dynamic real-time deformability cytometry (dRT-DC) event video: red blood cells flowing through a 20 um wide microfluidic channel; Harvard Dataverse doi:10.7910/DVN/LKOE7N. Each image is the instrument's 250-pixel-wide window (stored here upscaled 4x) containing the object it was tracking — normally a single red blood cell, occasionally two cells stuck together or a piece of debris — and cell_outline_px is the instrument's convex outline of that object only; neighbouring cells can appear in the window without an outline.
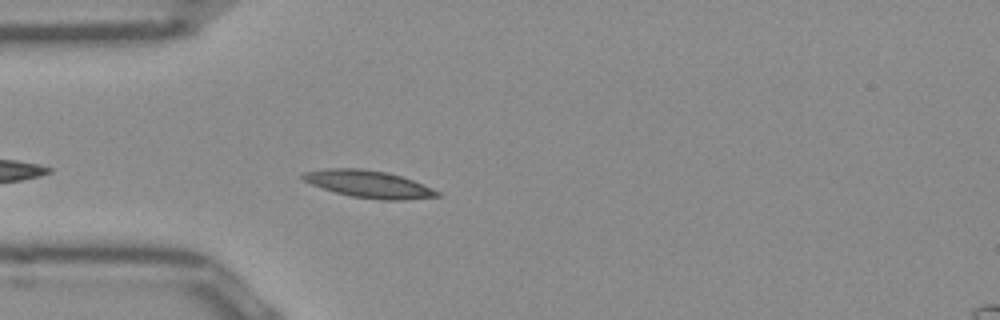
{"species": "Egyptian fruit bat (a non-hibernating species)", "species_latin": "Rousettus aegyptiacus", "temperature_condition": "room temperature", "stored_images_in_passage": 18, "camera_frame_rate_fps": 3000, "um_per_image_px": 0.085, "frame": {"image": 1, "passage_image": 4, "time_ms": 1.0, "image_size_px": [1000, 320], "cell_outline_px": [[440, 196], [404, 200], [380, 200], [352, 196], [336, 192], [312, 184], [304, 180], [300, 176], [304, 172], [328, 168], [364, 168], [388, 172], [412, 180], [440, 192]], "centroid_in_image_um": [31.34, 15.64], "position_along_channel_um": 53.7, "area_um2": 21.1}}
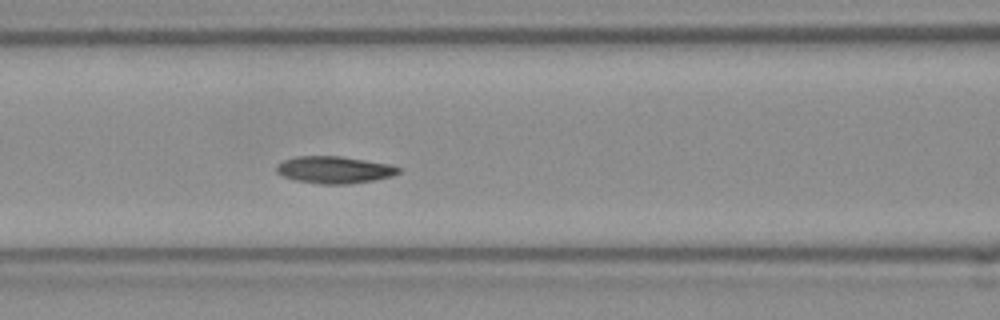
{"frame": {"image": 2, "passage_image": 11, "time_ms": 3.333, "image_size_px": [1000, 320], "cell_outline_px": [[400, 172], [392, 176], [372, 180], [348, 184], [320, 184], [296, 180], [284, 176], [276, 172], [276, 164], [284, 160], [296, 156], [340, 156], [388, 164], [400, 168]], "centroid_in_image_um": [28.38, 14.43], "position_along_channel_um": 138.2, "area_um2": 19.07}}
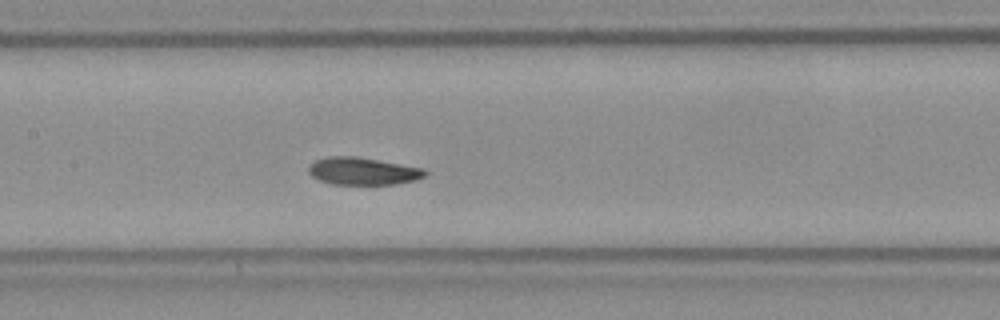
{"frame": {"image": 3, "passage_image": 14, "time_ms": 4.333, "image_size_px": [1000, 320], "cell_outline_px": [[428, 172], [424, 176], [416, 180], [396, 184], [332, 184], [320, 180], [312, 176], [308, 172], [308, 168], [316, 160], [328, 156], [356, 156], [424, 168]], "centroid_in_image_um": [30.86, 14.54], "position_along_channel_um": 176.5, "area_um2": 18.55}}